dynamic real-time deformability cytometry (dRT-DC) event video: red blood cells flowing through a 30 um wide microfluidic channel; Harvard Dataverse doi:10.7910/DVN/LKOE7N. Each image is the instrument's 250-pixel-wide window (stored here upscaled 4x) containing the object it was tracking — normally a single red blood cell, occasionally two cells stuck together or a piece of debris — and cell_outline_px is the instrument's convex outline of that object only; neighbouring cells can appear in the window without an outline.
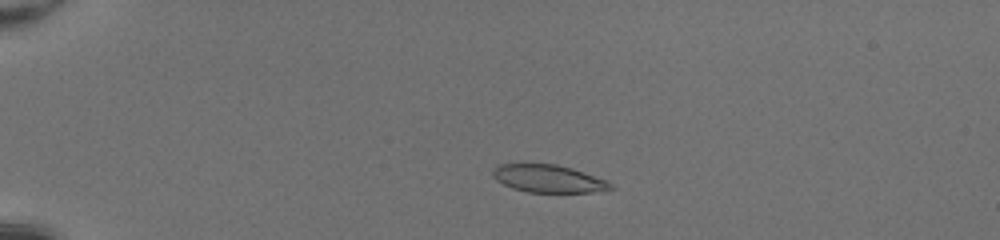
{"species": "common noctule bat (a hibernating species)", "species_latin": "Nyctalus noctula", "temperature_condition": "room temperature", "stored_images_in_passage": 43, "camera_frame_rate_fps": 3000, "um_per_image_px": 0.085, "animal": {"sex": "female", "body_mass_g": 20.0, "forearm_length_mm": 54.0}, "frame": {"image": 1, "passage_image": 5, "time_ms": 1.333, "image_size_px": [1000, 240], "cell_outline_px": [[616, 188], [592, 192], [528, 192], [512, 188], [496, 180], [492, 176], [492, 168], [500, 164], [556, 164], [572, 168], [608, 180]], "centroid_in_image_um": [46.62, 15.18], "position_along_channel_um": 38.4, "area_um2": 19.07}}
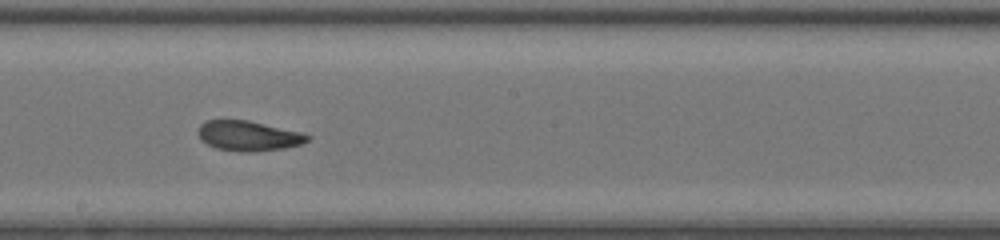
{"frame": {"image": 2, "passage_image": 23, "time_ms": 7.333, "image_size_px": [1000, 240], "cell_outline_px": [[312, 136], [308, 140], [300, 144], [284, 148], [256, 152], [240, 152], [216, 148], [200, 140], [196, 132], [200, 124], [208, 120], [248, 120], [300, 132]], "centroid_in_image_um": [21.08, 11.55], "position_along_channel_um": 227.1, "area_um2": 19.19}}
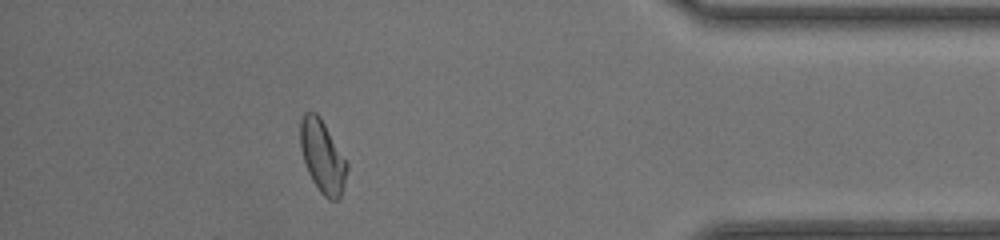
{"frame": {"image": 3, "passage_image": 38, "time_ms": 12.333, "image_size_px": [1000, 240], "cell_outline_px": [[348, 168], [344, 184], [340, 196], [336, 200], [328, 200], [320, 192], [312, 180], [308, 172], [300, 148], [300, 120], [304, 112], [316, 112], [320, 116], [348, 164]], "centroid_in_image_um": [27.39, 13.29], "position_along_channel_um": 407.8, "area_um2": 19.59}, "authors_computed_cell_mechanics": {"area_um2": 19.5942, "velocity_mm_per_s": 4.266, "shape_relaxation_time_tau1_ms": null, "shape_relaxation_time_tau2_ms": 1.5317, "deformation_change_tau1": null, "deformation_change_tau2": 0.0833}}